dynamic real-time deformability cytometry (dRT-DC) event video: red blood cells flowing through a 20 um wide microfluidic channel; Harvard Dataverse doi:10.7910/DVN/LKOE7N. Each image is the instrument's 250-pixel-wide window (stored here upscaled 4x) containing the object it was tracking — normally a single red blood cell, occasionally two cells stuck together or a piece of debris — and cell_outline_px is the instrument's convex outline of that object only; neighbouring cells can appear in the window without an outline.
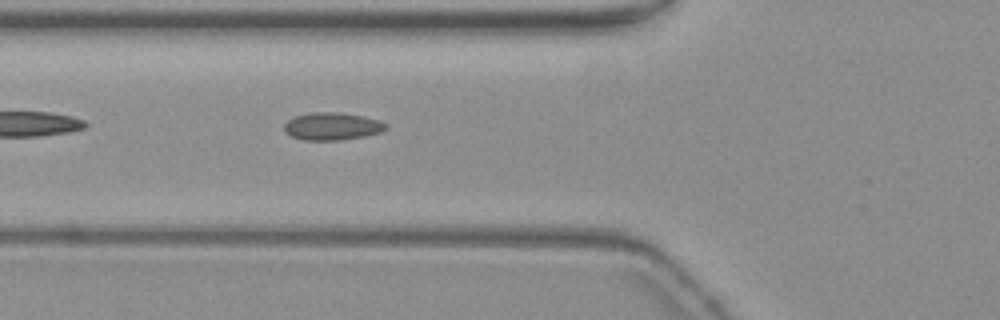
{"species": "common noctule bat (a hibernating species)", "species_latin": "Nyctalus noctula", "temperature_condition": "warm", "stored_images_in_passage": 5, "camera_frame_rate_fps": 3000, "um_per_image_px": 0.085, "animal": {"sex": "female", "body_mass_g": 19.3, "forearm_length_mm": 54.1}, "frame": {"image": 1, "passage_image": 5, "time_ms": 5.0, "image_size_px": [1000, 320], "cell_outline_px": [[388, 128], [380, 132], [364, 136], [340, 140], [304, 140], [292, 136], [284, 132], [284, 124], [288, 120], [296, 116], [312, 112], [336, 112], [364, 116], [380, 120], [388, 124]], "centroid_in_image_um": [28.25, 10.73], "position_along_channel_um": 97.6, "area_um2": 16.36}}